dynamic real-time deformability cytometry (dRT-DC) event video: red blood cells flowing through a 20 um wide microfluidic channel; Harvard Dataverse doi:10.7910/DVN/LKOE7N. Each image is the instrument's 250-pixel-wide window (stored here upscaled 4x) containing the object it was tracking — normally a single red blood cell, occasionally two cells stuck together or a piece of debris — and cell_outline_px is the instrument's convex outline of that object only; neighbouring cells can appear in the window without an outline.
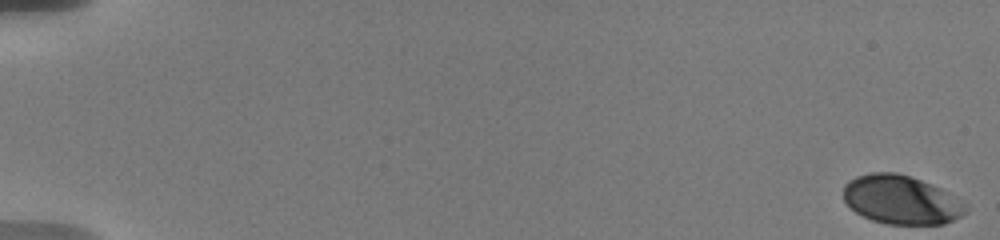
{"species": "human", "species_latin": "Homo sapiens", "temperature_condition": "warm", "stored_images_in_passage": 25, "camera_frame_rate_fps": 3000, "um_per_image_px": 0.085, "donor": {"sex": "male"}, "frame": {"image": 1, "passage_image": 1, "time_ms": 0.0, "image_size_px": [1000, 240], "cell_outline_px": [[968, 212], [944, 224], [888, 224], [872, 220], [856, 212], [844, 200], [844, 184], [848, 180], [856, 176], [872, 172], [896, 172], [932, 184], [940, 188], [964, 204], [968, 208]], "centroid_in_image_um": [76.57, 16.98], "position_along_channel_um": 8.4, "area_um2": 34.45}}
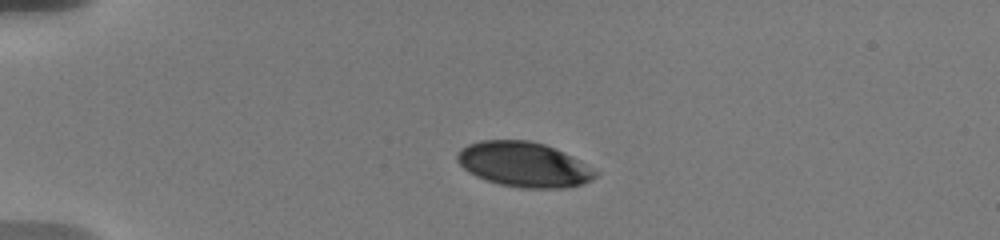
{"frame": {"image": 2, "passage_image": 17, "time_ms": 4.667, "image_size_px": [1000, 240], "cell_outline_px": [[600, 172], [596, 176], [580, 184], [560, 188], [520, 188], [500, 184], [476, 176], [468, 172], [456, 160], [456, 156], [460, 148], [468, 144], [480, 140], [528, 140], [544, 144], [556, 148], [572, 156]], "centroid_in_image_um": [44.5, 13.97], "position_along_channel_um": 40.5, "area_um2": 36.07}}